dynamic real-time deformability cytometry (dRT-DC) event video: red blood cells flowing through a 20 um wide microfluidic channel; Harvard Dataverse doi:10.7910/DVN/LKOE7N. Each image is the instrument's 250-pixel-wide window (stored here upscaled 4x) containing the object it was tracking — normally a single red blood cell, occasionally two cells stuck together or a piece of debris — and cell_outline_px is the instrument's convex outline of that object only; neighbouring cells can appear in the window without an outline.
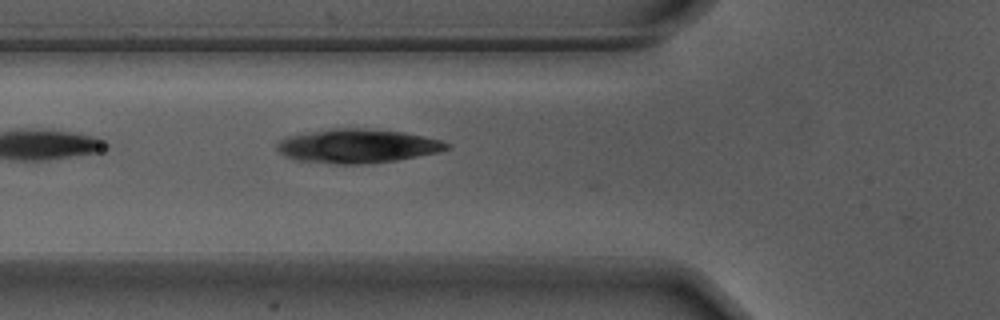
{"species": "Egyptian fruit bat (a non-hibernating species)", "species_latin": "Rousettus aegyptiacus", "temperature_condition": "warm", "stored_images_in_passage": 7, "camera_frame_rate_fps": 3000, "um_per_image_px": 0.085, "animal": {"sex": "male"}, "frame": {"image": 1, "passage_image": 2, "time_ms": 0.333, "image_size_px": [1000, 320], "cell_outline_px": [[452, 148], [440, 152], [396, 160], [364, 164], [336, 164], [300, 160], [284, 156], [276, 148], [276, 144], [280, 140], [288, 136], [308, 132], [332, 128], [364, 128], [404, 132], [424, 136], [440, 140], [452, 144]], "centroid_in_image_um": [30.43, 12.41], "position_along_channel_um": 95.4, "area_um2": 33.64}}